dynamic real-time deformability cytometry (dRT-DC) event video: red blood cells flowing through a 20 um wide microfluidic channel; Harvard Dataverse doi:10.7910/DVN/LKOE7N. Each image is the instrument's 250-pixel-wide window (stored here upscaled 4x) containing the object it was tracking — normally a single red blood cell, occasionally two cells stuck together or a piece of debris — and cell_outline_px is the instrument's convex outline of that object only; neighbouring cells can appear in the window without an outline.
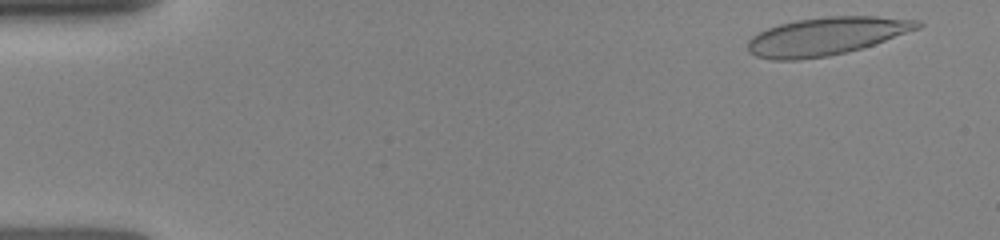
{"species": "human", "species_latin": "Homo sapiens", "temperature_condition": "room temperature", "stored_images_in_passage": 38, "camera_frame_rate_fps": 3000, "um_per_image_px": 0.085, "donor": {"sex": "female"}, "frame": {"image": 1, "passage_image": 2, "time_ms": 0.333, "image_size_px": [1000, 240], "cell_outline_px": [[924, 24], [920, 28], [848, 52], [828, 56], [800, 60], [772, 60], [756, 56], [748, 52], [748, 40], [752, 36], [768, 28], [780, 24], [796, 20], [828, 16], [876, 16], [920, 20]], "centroid_in_image_um": [70.22, 3.08], "position_along_channel_um": 14.8, "area_um2": 37.4}}
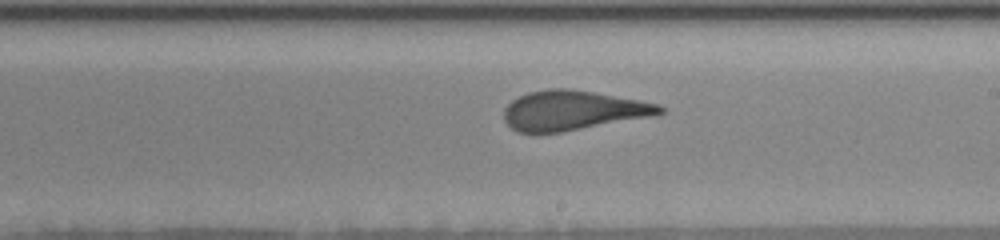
{"frame": {"image": 2, "passage_image": 21, "time_ms": 8.667, "image_size_px": [1000, 240], "cell_outline_px": [[664, 112], [656, 116], [560, 132], [516, 132], [504, 120], [504, 108], [512, 100], [528, 92], [548, 88], [568, 88], [640, 100], [660, 104], [664, 108]], "centroid_in_image_um": [48.71, 9.38], "position_along_channel_um": 240.3, "area_um2": 35.95}}
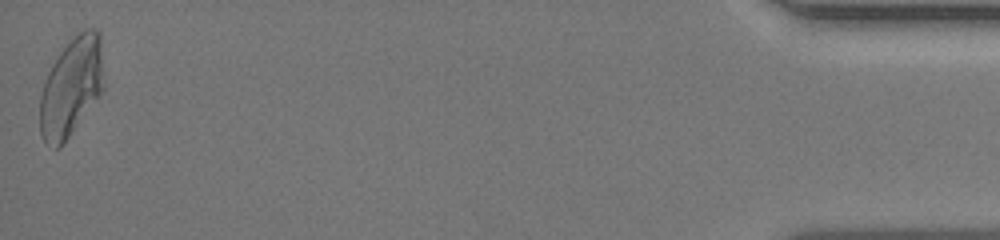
{"frame": {"image": 3, "passage_image": 38, "time_ms": 15.333, "image_size_px": [1000, 240], "cell_outline_px": [[104, 88], [60, 148], [56, 148], [44, 140], [40, 132], [40, 96], [44, 80], [52, 64], [60, 52], [84, 28], [96, 28], [100, 32], [104, 80]], "centroid_in_image_um": [6.07, 7.37], "position_along_channel_um": 429.1, "area_um2": 36.3}}